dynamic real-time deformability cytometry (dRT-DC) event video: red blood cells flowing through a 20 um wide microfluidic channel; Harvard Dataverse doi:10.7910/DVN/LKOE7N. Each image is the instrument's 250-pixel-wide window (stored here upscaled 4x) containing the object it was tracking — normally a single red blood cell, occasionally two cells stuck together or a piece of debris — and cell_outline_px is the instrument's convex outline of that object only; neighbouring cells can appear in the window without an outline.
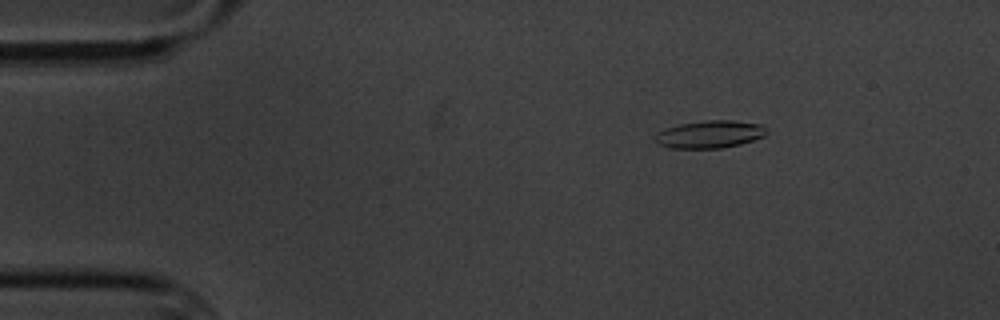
{"species": "common noctule bat (a hibernating species)", "species_latin": "Nyctalus noctula", "temperature_condition": "cold", "stored_images_in_passage": 5, "camera_frame_rate_fps": 3000, "um_per_image_px": 0.085, "animal": {"sex": "male", "body_mass_g": 20.1, "forearm_length_mm": 53.5}, "frame": {"image": 1, "passage_image": 3, "time_ms": 2.333, "image_size_px": [1000, 320], "cell_outline_px": [[764, 136], [740, 144], [720, 148], [672, 148], [656, 144], [656, 132], [680, 124], [704, 120], [732, 120], [764, 124]], "centroid_in_image_um": [60.31, 11.41], "position_along_channel_um": 24.7, "area_um2": 17.74}}